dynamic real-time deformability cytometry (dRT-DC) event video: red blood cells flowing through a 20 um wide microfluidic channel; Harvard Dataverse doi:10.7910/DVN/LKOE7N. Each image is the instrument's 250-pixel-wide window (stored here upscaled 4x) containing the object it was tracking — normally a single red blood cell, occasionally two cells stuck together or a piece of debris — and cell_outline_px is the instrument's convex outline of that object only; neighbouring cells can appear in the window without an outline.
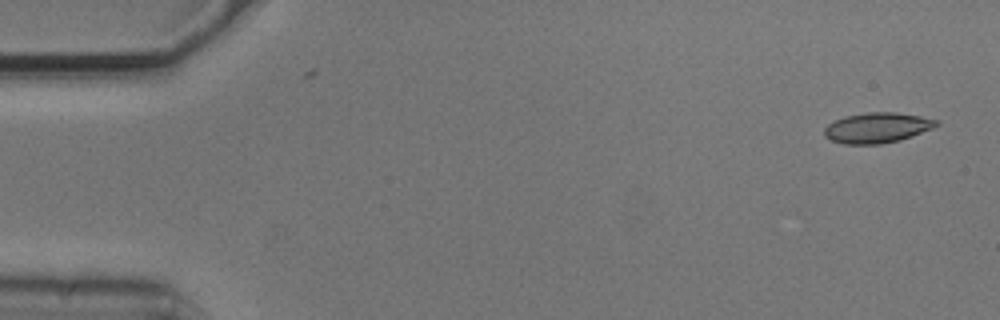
{"species": "common noctule bat (a hibernating species)", "species_latin": "Nyctalus noctula", "temperature_condition": "cold", "stored_images_in_passage": 53, "camera_frame_rate_fps": 3000, "um_per_image_px": 0.085, "animal": {"sex": "male", "body_mass_g": 20.5, "forearm_length_mm": 52.5}, "frame": {"image": 1, "passage_image": 1, "time_ms": 0.0, "image_size_px": [1000, 320], "cell_outline_px": [[940, 124], [932, 128], [912, 136], [900, 140], [880, 144], [844, 144], [832, 140], [824, 136], [824, 128], [828, 124], [844, 116], [868, 112], [896, 112], [920, 116], [940, 120]], "centroid_in_image_um": [74.57, 10.85], "position_along_channel_um": 10.4, "area_um2": 19.83}}
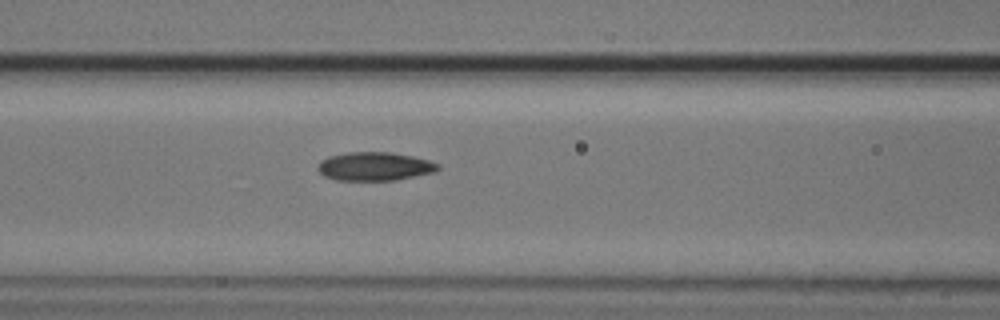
{"frame": {"image": 2, "passage_image": 21, "time_ms": 6.667, "image_size_px": [1000, 320], "cell_outline_px": [[440, 168], [436, 172], [396, 180], [336, 180], [324, 176], [316, 168], [320, 160], [328, 156], [348, 152], [392, 152], [412, 156], [428, 160], [440, 164]], "centroid_in_image_um": [31.85, 14.14], "position_along_channel_um": 134.8, "area_um2": 20.17}}
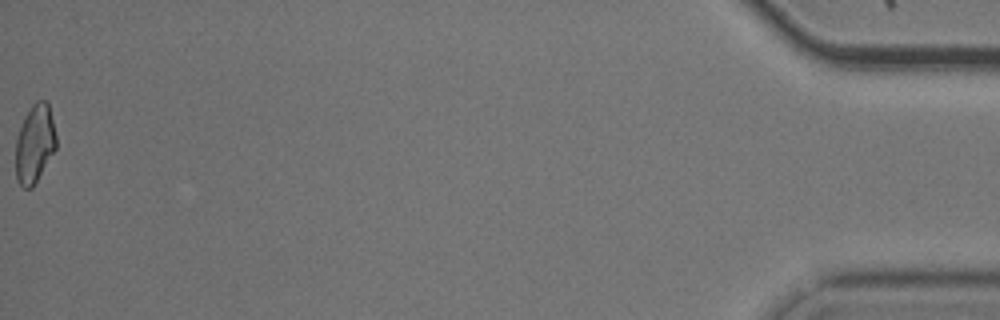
{"frame": {"image": 3, "passage_image": 53, "time_ms": 17.333, "image_size_px": [1000, 320], "cell_outline_px": [[56, 148], [32, 188], [24, 188], [16, 180], [16, 140], [24, 116], [32, 104], [36, 100], [48, 100], [56, 136]], "centroid_in_image_um": [2.95, 12.19], "position_along_channel_um": 432.2, "area_um2": 18.44}, "authors_computed_cell_mechanics": {"area_um2": 19.4786, "velocity_mm_per_s": 3.7272, "shape_relaxation_time_tau1_ms": 8.4886, "shape_relaxation_time_tau2_ms": 5.2462, "deformation_change_tau1": 0.1695, "deformation_change_tau2": 0.106}}